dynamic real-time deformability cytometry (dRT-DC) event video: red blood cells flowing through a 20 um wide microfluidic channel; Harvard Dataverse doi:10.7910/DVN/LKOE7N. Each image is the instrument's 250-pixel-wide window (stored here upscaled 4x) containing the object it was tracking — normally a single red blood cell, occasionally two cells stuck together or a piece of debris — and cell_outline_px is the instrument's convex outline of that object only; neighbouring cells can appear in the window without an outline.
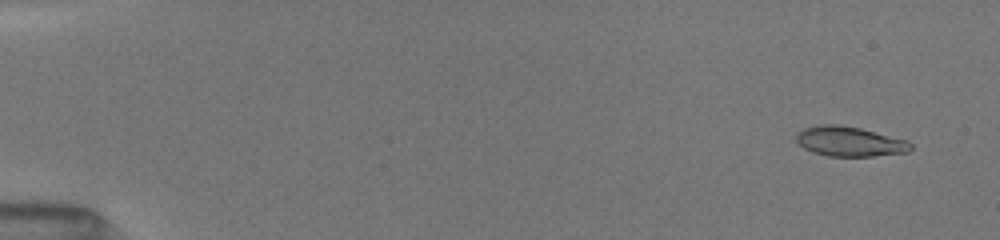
{"species": "common noctule bat (a hibernating species)", "species_latin": "Nyctalus noctula", "temperature_condition": "room temperature", "stored_images_in_passage": 51, "camera_frame_rate_fps": 3000, "um_per_image_px": 0.085, "animal": {"sex": "female", "body_mass_g": 19.5, "forearm_length_mm": 54.1}, "frame": {"image": 1, "passage_image": 3, "time_ms": 0.667, "image_size_px": [1000, 240], "cell_outline_px": [[912, 148], [908, 152], [872, 156], [828, 156], [812, 152], [804, 148], [796, 140], [796, 132], [804, 128], [820, 124], [840, 124], [860, 128], [904, 140], [912, 144]], "centroid_in_image_um": [72.16, 12.02], "position_along_channel_um": 12.8, "area_um2": 19.77}}
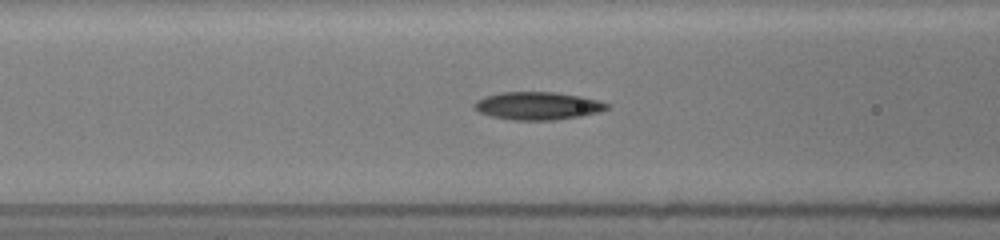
{"frame": {"image": 2, "passage_image": 22, "time_ms": 7.0, "image_size_px": [1000, 240], "cell_outline_px": [[608, 108], [600, 112], [580, 116], [556, 120], [512, 120], [492, 116], [480, 112], [472, 108], [472, 104], [476, 100], [484, 96], [500, 92], [552, 92], [580, 96], [600, 100], [608, 104]], "centroid_in_image_um": [45.68, 8.99], "position_along_channel_um": 120.9, "area_um2": 21.62}}
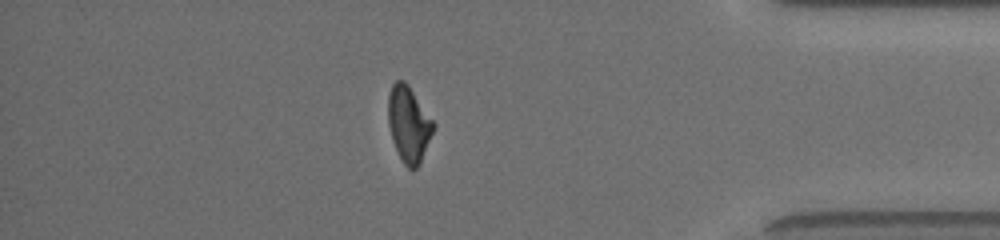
{"frame": {"image": 3, "passage_image": 45, "time_ms": 14.667, "image_size_px": [1000, 240], "cell_outline_px": [[436, 128], [420, 164], [416, 168], [408, 168], [404, 164], [396, 148], [388, 124], [388, 96], [392, 84], [396, 80], [404, 80], [408, 84], [436, 124]], "centroid_in_image_um": [34.77, 10.54], "position_along_channel_um": 400.4, "area_um2": 20.06}, "authors_computed_cell_mechanics": {"area_um2": 20.4034, "velocity_mm_per_s": 4.027, "shape_relaxation_time_tau1_ms": 2.9431, "shape_relaxation_time_tau2_ms": 3.2212, "deformation_change_tau1": 0.1578, "deformation_change_tau2": 0.1023}}